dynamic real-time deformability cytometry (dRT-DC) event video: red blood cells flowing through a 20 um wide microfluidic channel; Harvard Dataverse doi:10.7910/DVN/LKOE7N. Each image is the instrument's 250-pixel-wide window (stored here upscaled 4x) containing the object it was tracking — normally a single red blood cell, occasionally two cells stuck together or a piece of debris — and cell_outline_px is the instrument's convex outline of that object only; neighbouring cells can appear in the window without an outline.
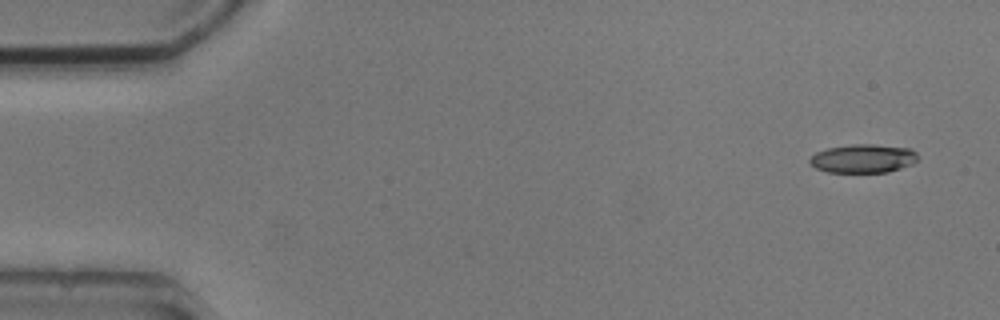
{"species": "common noctule bat (a hibernating species)", "species_latin": "Nyctalus noctula", "temperature_condition": "cold", "stored_images_in_passage": 6, "camera_frame_rate_fps": 3000, "um_per_image_px": 0.085, "animal": {"sex": "male", "body_mass_g": 20.5, "forearm_length_mm": 52.5}, "frame": {"image": 1, "passage_image": 1, "time_ms": 0.0, "image_size_px": [1000, 320], "cell_outline_px": [[920, 156], [912, 164], [888, 172], [828, 172], [816, 168], [808, 160], [816, 152], [828, 148], [852, 144], [872, 144], [912, 148]], "centroid_in_image_um": [73.4, 13.46], "position_along_channel_um": 11.6, "area_um2": 18.03}}
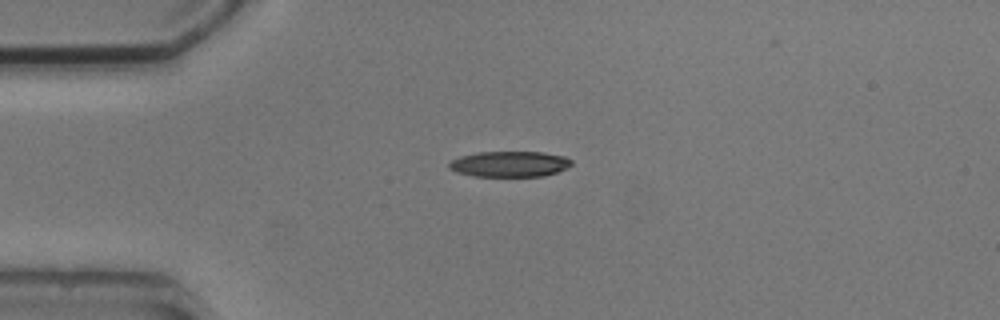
{"frame": {"image": 2, "passage_image": 4, "time_ms": 3.333, "image_size_px": [1000, 320], "cell_outline_px": [[572, 164], [568, 168], [544, 176], [472, 176], [456, 172], [448, 168], [448, 164], [452, 160], [460, 156], [476, 152], [544, 152], [564, 156], [572, 160]], "centroid_in_image_um": [43.31, 13.94], "position_along_channel_um": 41.7, "area_um2": 18.44}}